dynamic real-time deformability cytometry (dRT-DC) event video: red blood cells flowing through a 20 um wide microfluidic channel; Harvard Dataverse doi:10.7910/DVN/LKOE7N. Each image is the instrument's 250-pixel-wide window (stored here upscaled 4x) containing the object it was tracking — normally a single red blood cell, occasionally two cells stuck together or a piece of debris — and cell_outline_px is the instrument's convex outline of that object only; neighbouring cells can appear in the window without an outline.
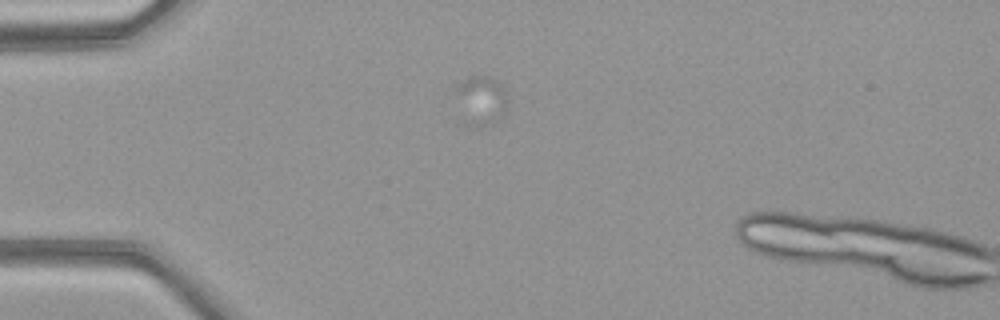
{"species": "common noctule bat (a hibernating species)", "species_latin": "Nyctalus noctula", "temperature_condition": "warm", "stored_images_in_passage": 12, "camera_frame_rate_fps": 3000, "um_per_image_px": 0.085, "animal": {"sex": "female", "body_mass_g": 21.9}, "frame": {"image": 1, "passage_image": 11, "time_ms": 3.333, "image_size_px": [1000, 320], "cell_outline_px": [[508, 96], [504, 112], [492, 120], [476, 128], [464, 124], [456, 88], [464, 80], [472, 76], [488, 76], [500, 80]], "centroid_in_image_um": [40.91, 8.49], "position_along_channel_um": 44.1, "area_um2": 14.45}}